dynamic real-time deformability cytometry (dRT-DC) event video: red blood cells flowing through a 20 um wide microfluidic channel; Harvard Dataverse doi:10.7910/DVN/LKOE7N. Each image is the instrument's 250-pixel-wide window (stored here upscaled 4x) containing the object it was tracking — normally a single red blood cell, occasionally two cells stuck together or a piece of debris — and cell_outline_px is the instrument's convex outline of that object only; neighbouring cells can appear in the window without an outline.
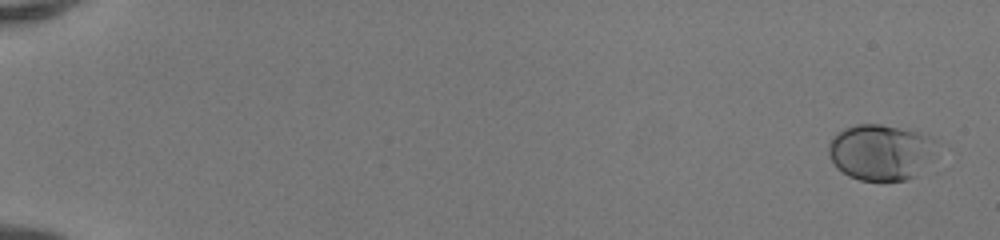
{"species": "human", "species_latin": "Homo sapiens", "temperature_condition": "room temperature", "stored_images_in_passage": 51, "camera_frame_rate_fps": 3000, "um_per_image_px": 0.085, "donor": {"sex": "female"}, "frame": {"image": 1, "passage_image": 2, "time_ms": 0.333, "image_size_px": [1000, 240], "cell_outline_px": [[932, 140], [916, 176], [908, 180], [884, 184], [860, 180], [848, 176], [836, 168], [828, 152], [828, 144], [832, 136], [836, 132], [844, 128], [856, 124], [880, 124], [916, 132], [932, 136]], "centroid_in_image_um": [74.68, 12.97], "position_along_channel_um": 10.3, "area_um2": 34.62}}
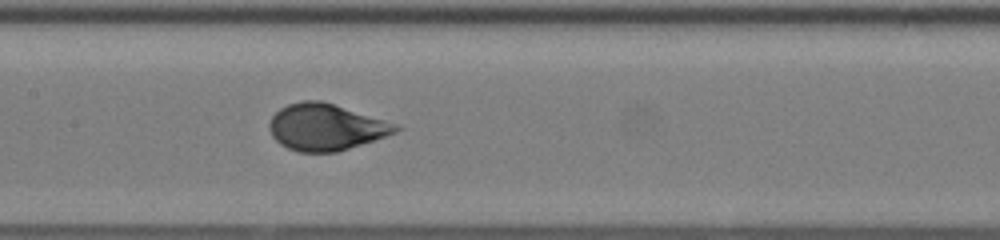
{"frame": {"image": 2, "passage_image": 28, "time_ms": 9.0, "image_size_px": [1000, 240], "cell_outline_px": [[404, 128], [396, 132], [336, 152], [300, 152], [288, 148], [280, 144], [272, 136], [268, 128], [268, 124], [272, 116], [280, 108], [288, 104], [304, 100], [320, 100], [384, 120], [396, 124]], "centroid_in_image_um": [27.65, 10.8], "position_along_channel_um": 179.8, "area_um2": 33.81}}
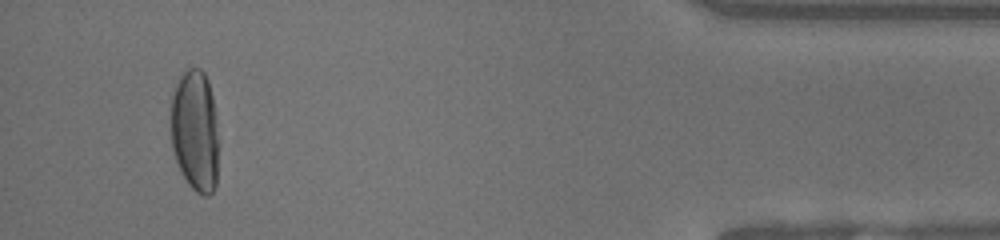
{"frame": {"image": 3, "passage_image": 49, "time_ms": 16.0, "image_size_px": [1000, 240], "cell_outline_px": [[220, 140], [216, 184], [212, 192], [208, 196], [204, 196], [196, 192], [188, 184], [176, 160], [172, 148], [168, 120], [168, 108], [176, 80], [188, 68], [200, 68], [204, 72], [208, 80], [212, 96]], "centroid_in_image_um": [16.56, 11.1], "position_along_channel_um": 418.6, "area_um2": 35.37}, "authors_computed_cell_mechanics": {"area_um2": 34.391, "velocity_mm_per_s": 4.1815, "shape_relaxation_time_tau1_ms": 5.1816, "shape_relaxation_time_tau2_ms": null, "deformation_change_tau1": 0.1968, "deformation_change_tau2": null}}